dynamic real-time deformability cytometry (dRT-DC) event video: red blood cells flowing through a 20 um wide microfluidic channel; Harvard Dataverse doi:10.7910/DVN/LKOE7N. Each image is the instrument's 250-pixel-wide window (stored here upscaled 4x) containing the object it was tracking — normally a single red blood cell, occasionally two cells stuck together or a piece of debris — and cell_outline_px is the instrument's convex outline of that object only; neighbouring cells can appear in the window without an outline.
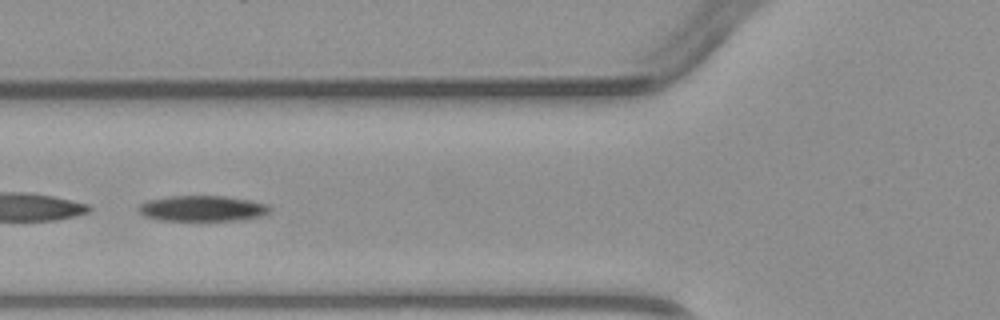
{"species": "common noctule bat (a hibernating species)", "species_latin": "Nyctalus noctula", "temperature_condition": "warm", "stored_images_in_passage": 5, "camera_frame_rate_fps": 3000, "um_per_image_px": 0.085, "animal": {"sex": "male", "body_mass_g": 23.1, "forearm_length_mm": 52.7}, "frame": {"image": 1, "passage_image": 5, "time_ms": 5.333, "image_size_px": [1000, 320], "cell_outline_px": [[272, 208], [268, 212], [260, 216], [236, 220], [160, 220], [144, 216], [136, 212], [136, 208], [140, 204], [148, 200], [168, 196], [224, 196], [252, 200], [268, 204]], "centroid_in_image_um": [17.16, 17.71], "position_along_channel_um": 108.6, "area_um2": 19.71}}